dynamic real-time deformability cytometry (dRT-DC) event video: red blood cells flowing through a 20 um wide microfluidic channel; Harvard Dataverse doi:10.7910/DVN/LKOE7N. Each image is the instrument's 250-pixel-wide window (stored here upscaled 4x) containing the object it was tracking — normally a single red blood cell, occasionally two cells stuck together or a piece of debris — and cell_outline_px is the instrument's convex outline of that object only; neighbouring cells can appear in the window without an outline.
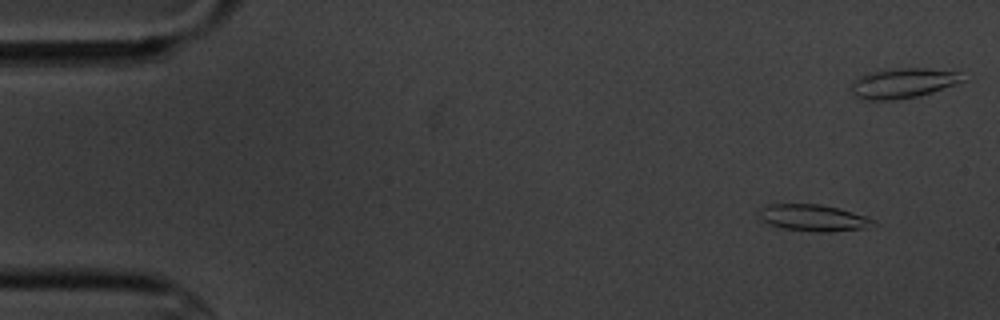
{"species": "common noctule bat (a hibernating species)", "species_latin": "Nyctalus noctula", "temperature_condition": "cold", "stored_images_in_passage": 10, "camera_frame_rate_fps": 3000, "um_per_image_px": 0.085, "animal": {"sex": "male", "body_mass_g": 20.1, "forearm_length_mm": 53.5}, "frame": {"image": 1, "passage_image": 1, "time_ms": 0.0, "image_size_px": [1000, 320], "cell_outline_px": [[880, 224], [864, 228], [828, 232], [816, 232], [784, 228], [768, 224], [760, 216], [764, 208], [768, 204], [820, 204], [840, 208], [868, 216]], "centroid_in_image_um": [69.25, 18.52], "position_along_channel_um": 15.7, "area_um2": 17.63}}
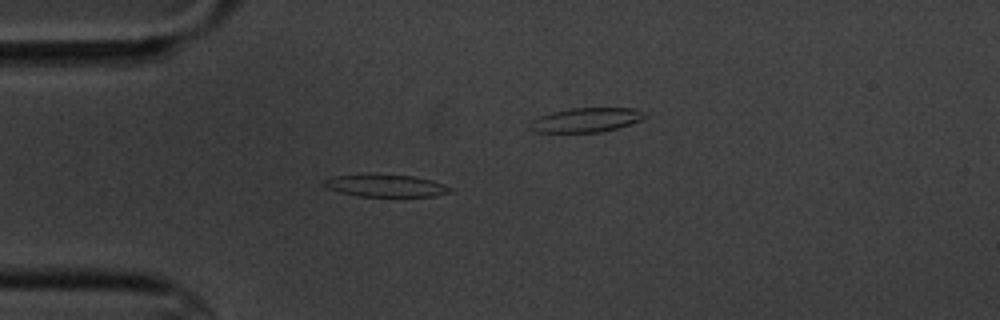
{"frame": {"image": 2, "passage_image": 4, "time_ms": 3.667, "image_size_px": [1000, 320], "cell_outline_px": [[452, 192], [436, 196], [356, 196], [340, 192], [328, 188], [320, 184], [324, 180], [332, 176], [412, 176], [432, 180], [444, 184], [452, 188]], "centroid_in_image_um": [32.82, 15.81], "position_along_channel_um": 52.2, "area_um2": 15.84}}
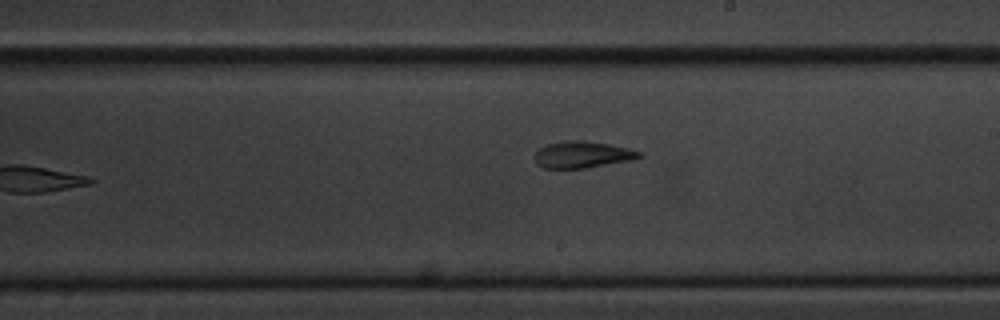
{"frame": {"image": 3, "passage_image": 10, "time_ms": 10.667, "image_size_px": [1000, 320], "cell_outline_px": [[644, 156], [632, 160], [588, 168], [544, 168], [536, 164], [536, 152], [540, 148], [548, 144], [572, 140], [584, 140], [608, 144], [628, 148], [640, 152]], "centroid_in_image_um": [49.54, 13.15], "position_along_channel_um": 239.5, "area_um2": 16.13}}